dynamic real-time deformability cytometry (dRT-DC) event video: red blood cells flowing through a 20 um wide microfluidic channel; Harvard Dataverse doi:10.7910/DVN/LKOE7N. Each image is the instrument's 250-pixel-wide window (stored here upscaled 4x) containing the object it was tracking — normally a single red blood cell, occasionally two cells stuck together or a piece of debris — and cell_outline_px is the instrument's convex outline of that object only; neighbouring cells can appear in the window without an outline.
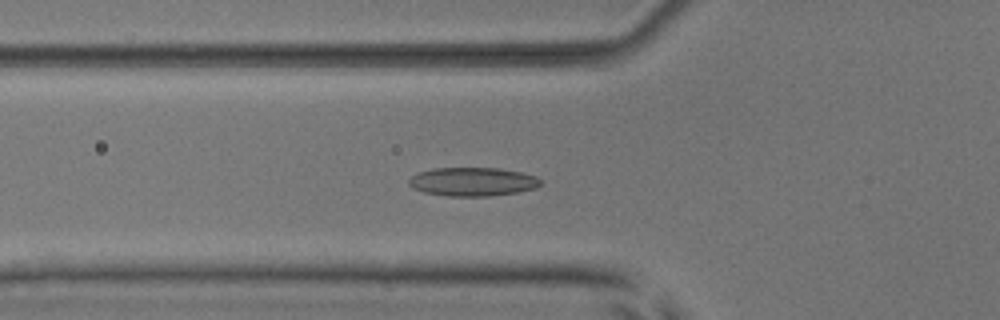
{"species": "common noctule bat (a hibernating species)", "species_latin": "Nyctalus noctula", "temperature_condition": "room temperature", "stored_images_in_passage": 38, "camera_frame_rate_fps": 3000, "um_per_image_px": 0.085, "animal": {"sex": "male", "body_mass_g": 17.9, "forearm_length_mm": 54.2}, "frame": {"image": 1, "passage_image": 4, "time_ms": 1.0, "image_size_px": [1000, 320], "cell_outline_px": [[540, 184], [536, 188], [516, 192], [488, 196], [448, 196], [424, 192], [412, 188], [408, 184], [408, 180], [416, 172], [432, 168], [496, 168], [520, 172], [536, 176], [540, 180]], "centroid_in_image_um": [40.12, 15.44], "position_along_channel_um": 85.7, "area_um2": 21.96}}
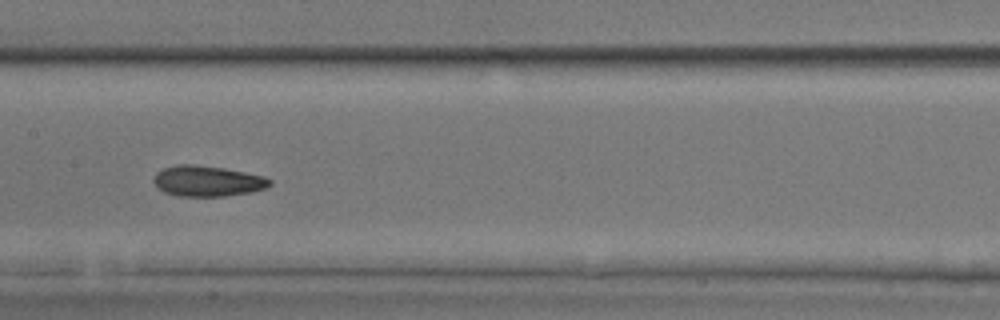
{"frame": {"image": 2, "passage_image": 12, "time_ms": 3.667, "image_size_px": [1000, 320], "cell_outline_px": [[272, 184], [264, 188], [252, 192], [224, 196], [180, 196], [164, 192], [156, 188], [152, 180], [156, 172], [164, 168], [176, 164], [196, 164], [224, 168], [264, 176], [272, 180]], "centroid_in_image_um": [17.6, 15.38], "position_along_channel_um": 189.8, "area_um2": 20.92}}
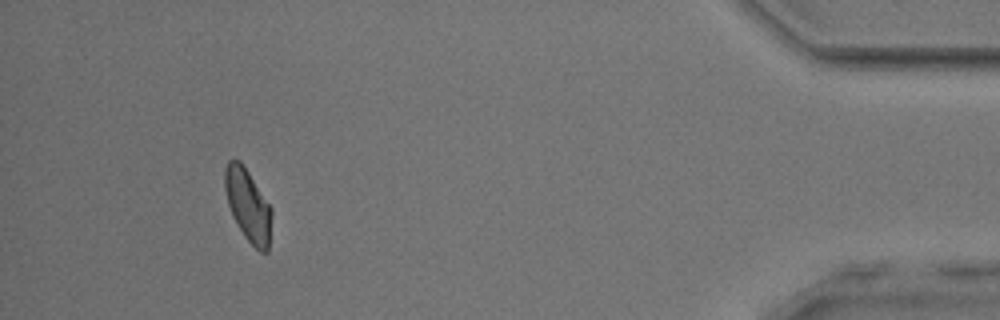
{"frame": {"image": 3, "passage_image": 34, "time_ms": 11.0, "image_size_px": [1000, 320], "cell_outline_px": [[272, 216], [268, 252], [260, 252], [244, 236], [232, 216], [228, 204], [224, 188], [224, 172], [228, 160], [240, 160], [272, 208]], "centroid_in_image_um": [21.08, 17.45], "position_along_channel_um": 414.1, "area_um2": 19.65}, "authors_computed_cell_mechanics": {"area_um2": 20.0855, "velocity_mm_per_s": 3.9029, "shape_relaxation_time_tau1_ms": 3.2815, "shape_relaxation_time_tau2_ms": 2.86, "deformation_change_tau1": 0.0914, "deformation_change_tau2": 0.0848}}